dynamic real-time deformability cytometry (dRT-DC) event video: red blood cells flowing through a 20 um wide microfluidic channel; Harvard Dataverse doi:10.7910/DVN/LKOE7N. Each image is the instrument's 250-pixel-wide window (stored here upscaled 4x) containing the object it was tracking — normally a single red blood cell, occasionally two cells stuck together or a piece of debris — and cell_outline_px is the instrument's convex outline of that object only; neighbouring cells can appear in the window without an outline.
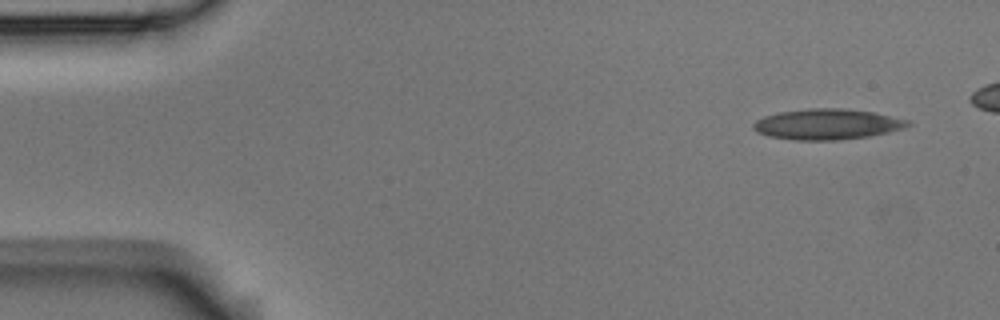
{"species": "Egyptian fruit bat (a non-hibernating species)", "species_latin": "Rousettus aegyptiacus", "temperature_condition": "room temperature", "stored_images_in_passage": 5, "camera_frame_rate_fps": 3000, "um_per_image_px": 0.085, "animal": {"sex": "male"}, "frame": {"image": 1, "passage_image": 1, "time_ms": 0.0, "image_size_px": [1000, 320], "cell_outline_px": [[912, 124], [904, 128], [888, 132], [868, 136], [836, 140], [796, 140], [768, 136], [756, 132], [752, 128], [752, 124], [756, 120], [764, 116], [780, 112], [808, 108], [840, 108], [872, 112], [912, 120]], "centroid_in_image_um": [70.31, 10.56], "position_along_channel_um": 14.7, "area_um2": 27.63}}